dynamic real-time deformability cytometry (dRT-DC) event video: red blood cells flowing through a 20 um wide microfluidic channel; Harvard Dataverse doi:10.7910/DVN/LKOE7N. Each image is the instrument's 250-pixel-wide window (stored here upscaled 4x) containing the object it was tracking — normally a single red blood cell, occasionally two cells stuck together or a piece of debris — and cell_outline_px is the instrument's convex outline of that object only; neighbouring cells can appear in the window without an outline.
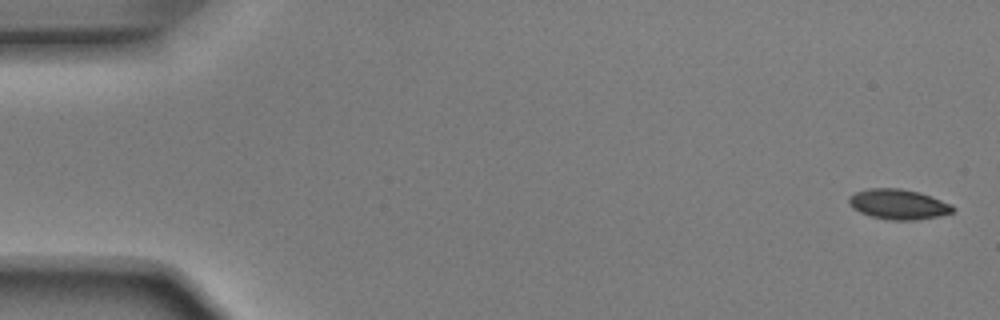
{"species": "Egyptian fruit bat (a non-hibernating species)", "species_latin": "Rousettus aegyptiacus", "temperature_condition": "room temperature", "stored_images_in_passage": 6, "camera_frame_rate_fps": 3000, "um_per_image_px": 0.085, "animal": {"sex": "male"}, "frame": {"image": 1, "passage_image": 1, "time_ms": 0.0, "image_size_px": [1000, 320], "cell_outline_px": [[956, 208], [952, 212], [940, 216], [916, 220], [888, 220], [872, 216], [860, 212], [852, 208], [848, 204], [848, 196], [856, 192], [868, 188], [900, 188], [920, 192], [952, 204]], "centroid_in_image_um": [76.36, 17.36], "position_along_channel_um": 8.6, "area_um2": 18.44}}
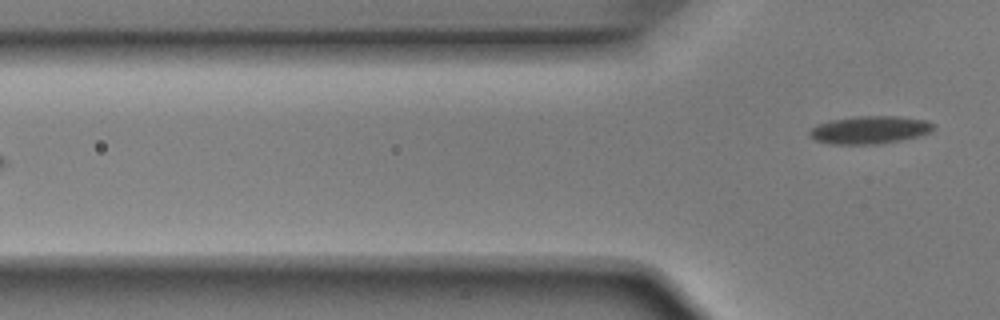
{"frame": {"image": 2, "passage_image": 6, "time_ms": 1.667, "image_size_px": [1000, 320], "cell_outline_px": [[936, 128], [932, 132], [900, 140], [880, 144], [832, 144], [816, 140], [808, 136], [808, 132], [816, 124], [828, 120], [852, 116], [896, 116], [928, 120]], "centroid_in_image_um": [73.9, 11.03], "position_along_channel_um": 51.9, "area_um2": 20.29}}